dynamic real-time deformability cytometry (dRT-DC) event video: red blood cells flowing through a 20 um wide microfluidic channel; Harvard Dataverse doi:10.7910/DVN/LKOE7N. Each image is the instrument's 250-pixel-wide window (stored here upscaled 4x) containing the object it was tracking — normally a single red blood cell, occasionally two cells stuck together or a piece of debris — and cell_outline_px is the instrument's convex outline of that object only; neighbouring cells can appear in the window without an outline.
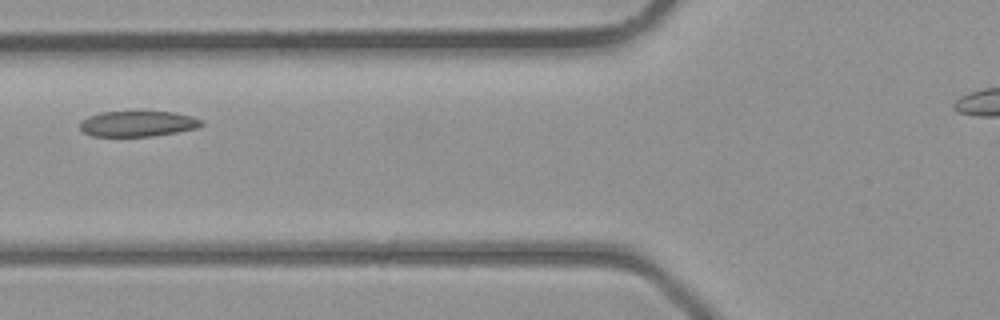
{"species": "common noctule bat (a hibernating species)", "species_latin": "Nyctalus noctula", "temperature_condition": "room temperature", "stored_images_in_passage": 5, "camera_frame_rate_fps": 3000, "um_per_image_px": 0.085, "animal": {"sex": "male", "body_mass_g": 23.1, "forearm_length_mm": 52.7}, "frame": {"image": 1, "passage_image": 5, "time_ms": 4.667, "image_size_px": [1000, 320], "cell_outline_px": [[204, 124], [200, 128], [152, 136], [92, 136], [84, 132], [80, 128], [80, 120], [88, 116], [100, 112], [172, 112], [192, 116], [200, 120]], "centroid_in_image_um": [11.7, 10.52], "position_along_channel_um": 114.1, "area_um2": 18.09}}